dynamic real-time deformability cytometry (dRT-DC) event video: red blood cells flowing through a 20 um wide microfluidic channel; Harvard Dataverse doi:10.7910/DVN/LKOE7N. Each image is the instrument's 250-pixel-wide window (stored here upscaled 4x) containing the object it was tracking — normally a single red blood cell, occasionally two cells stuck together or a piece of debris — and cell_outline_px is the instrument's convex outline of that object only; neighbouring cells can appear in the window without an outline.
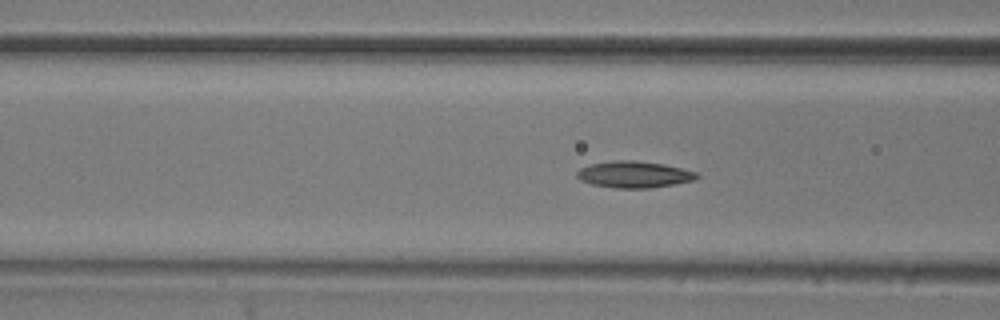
{"species": "common noctule bat (a hibernating species)", "species_latin": "Nyctalus noctula", "temperature_condition": "room temperature", "stored_images_in_passage": 56, "camera_frame_rate_fps": 3000, "um_per_image_px": 0.085, "animal": {"sex": "male", "body_mass_g": 20.5, "forearm_length_mm": 52.5}, "frame": {"image": 1, "passage_image": 20, "time_ms": 6.333, "image_size_px": [1000, 320], "cell_outline_px": [[700, 176], [696, 180], [648, 188], [616, 188], [592, 184], [580, 180], [576, 176], [576, 172], [580, 168], [592, 164], [612, 160], [636, 160], [664, 164], [696, 172]], "centroid_in_image_um": [53.88, 14.82], "position_along_channel_um": 112.7, "area_um2": 18.5}}
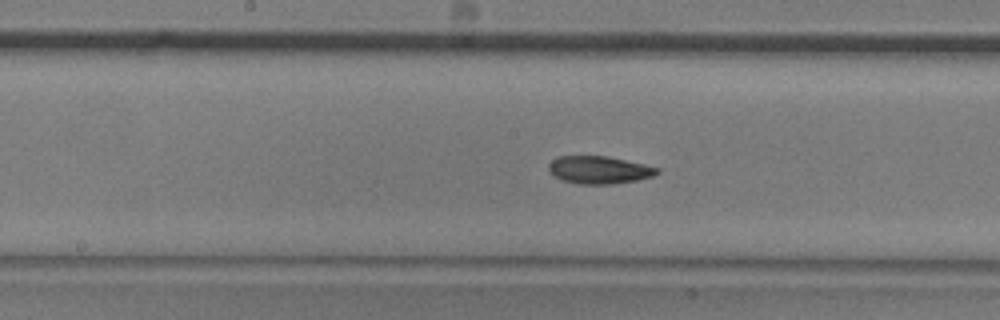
{"frame": {"image": 2, "passage_image": 27, "time_ms": 8.667, "image_size_px": [1000, 320], "cell_outline_px": [[660, 172], [652, 176], [636, 180], [612, 184], [576, 184], [560, 180], [548, 172], [548, 164], [552, 160], [560, 156], [608, 156], [644, 164], [660, 168]], "centroid_in_image_um": [50.89, 14.44], "position_along_channel_um": 197.3, "area_um2": 17.63}}
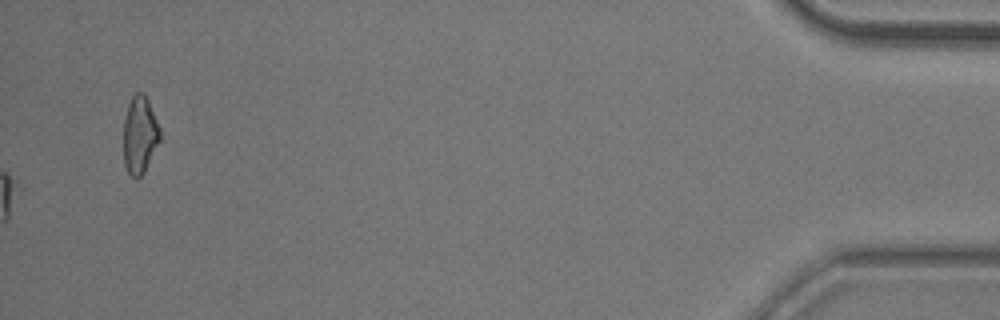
{"frame": {"image": 3, "passage_image": 56, "time_ms": 18.333, "image_size_px": [1000, 320], "cell_outline_px": [[160, 140], [144, 172], [136, 180], [128, 172], [124, 164], [124, 120], [128, 104], [132, 96], [136, 92], [144, 92], [148, 100], [160, 128]], "centroid_in_image_um": [11.88, 11.46], "position_along_channel_um": 423.3, "area_um2": 16.42}, "authors_computed_cell_mechanics": {"area_um2": 17.5712, "velocity_mm_per_s": 3.6114, "shape_relaxation_time_tau1_ms": 4.9721, "shape_relaxation_time_tau2_ms": 3.5928, "deformation_change_tau1": 0.1413, "deformation_change_tau2": 0.0872}}